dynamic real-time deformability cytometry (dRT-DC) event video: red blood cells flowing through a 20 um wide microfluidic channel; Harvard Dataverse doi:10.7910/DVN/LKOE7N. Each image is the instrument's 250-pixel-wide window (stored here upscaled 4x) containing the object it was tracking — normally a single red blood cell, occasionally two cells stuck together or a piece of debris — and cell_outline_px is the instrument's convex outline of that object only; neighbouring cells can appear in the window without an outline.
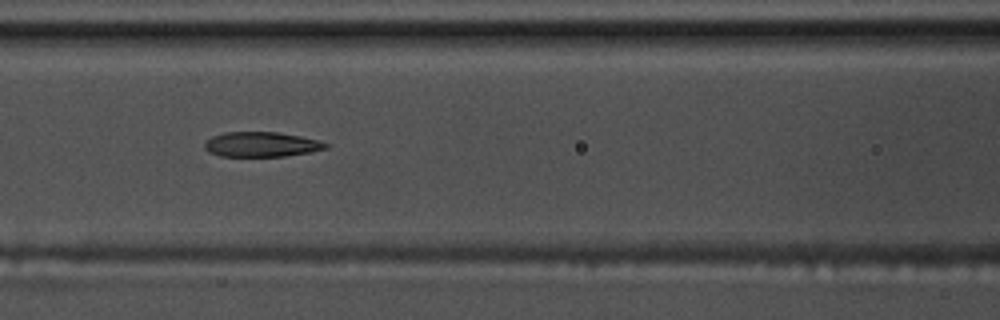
{"species": "common noctule bat (a hibernating species)", "species_latin": "Nyctalus noctula", "temperature_condition": "warm", "stored_images_in_passage": 6, "camera_frame_rate_fps": 3000, "um_per_image_px": 0.085, "animal": {"sex": "male", "body_mass_g": 17.5, "forearm_length_mm": 52.3}, "frame": {"image": 1, "passage_image": 5, "time_ms": 1.333, "image_size_px": [1000, 320], "cell_outline_px": [[328, 148], [312, 152], [284, 156], [220, 156], [208, 152], [204, 148], [204, 144], [212, 136], [224, 132], [276, 132], [300, 136], [316, 140], [328, 144]], "centroid_in_image_um": [22.2, 12.28], "position_along_channel_um": 144.4, "area_um2": 17.51}}
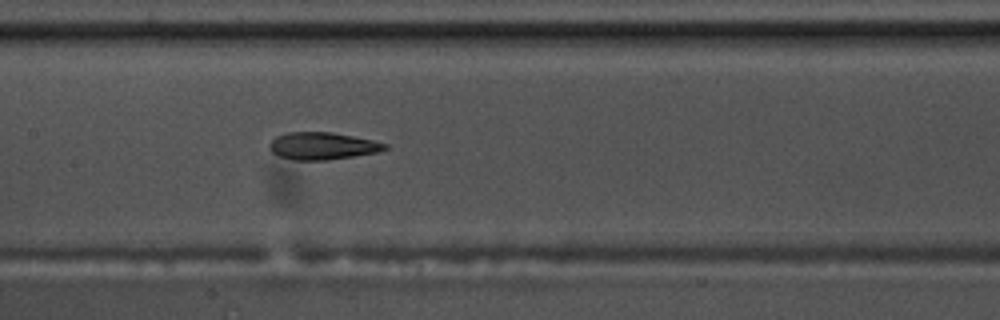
{"frame": {"image": 2, "passage_image": 6, "time_ms": 1.667, "image_size_px": [1000, 320], "cell_outline_px": [[388, 148], [376, 152], [328, 160], [292, 160], [280, 156], [272, 152], [268, 148], [268, 144], [276, 136], [288, 132], [332, 132], [372, 140], [388, 144]], "centroid_in_image_um": [27.37, 12.4], "position_along_channel_um": 180.0, "area_um2": 18.26}}